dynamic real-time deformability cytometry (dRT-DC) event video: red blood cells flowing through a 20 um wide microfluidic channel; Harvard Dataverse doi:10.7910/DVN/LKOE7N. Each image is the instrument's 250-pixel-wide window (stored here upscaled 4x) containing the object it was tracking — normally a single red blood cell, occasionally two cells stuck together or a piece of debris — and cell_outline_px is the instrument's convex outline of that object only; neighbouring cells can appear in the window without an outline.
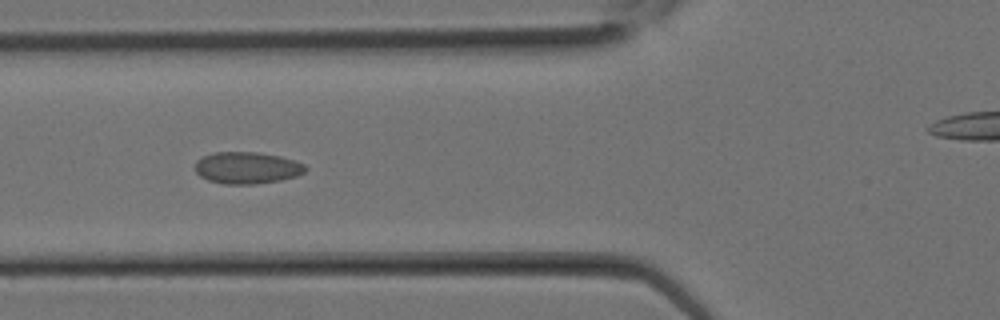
{"species": "Egyptian fruit bat (a non-hibernating species)", "species_latin": "Rousettus aegyptiacus", "temperature_condition": "room temperature", "stored_images_in_passage": 12, "camera_frame_rate_fps": 3000, "um_per_image_px": 0.085, "animal": {"sex": "female"}, "frame": {"image": 1, "passage_image": 9, "time_ms": 2.667, "image_size_px": [1000, 320], "cell_outline_px": [[308, 168], [304, 172], [296, 176], [280, 180], [256, 184], [224, 184], [208, 180], [200, 176], [196, 172], [196, 160], [204, 156], [216, 152], [256, 152], [280, 156], [296, 160], [304, 164]], "centroid_in_image_um": [21.02, 14.26], "position_along_channel_um": 104.8, "area_um2": 20.46}}
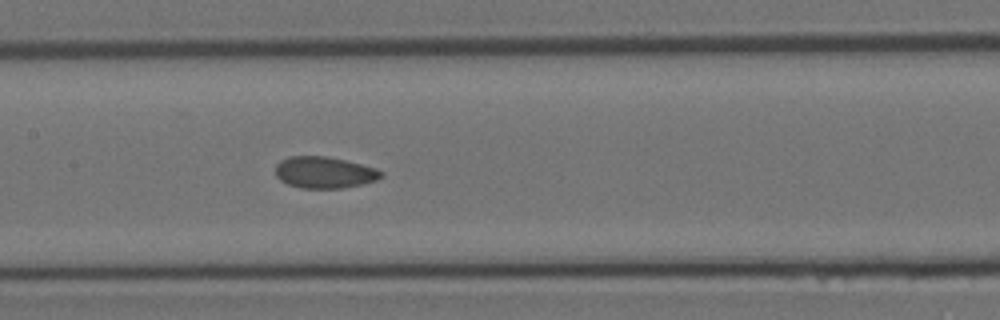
{"frame": {"image": 2, "passage_image": 12, "time_ms": 3.667, "image_size_px": [1000, 320], "cell_outline_px": [[384, 176], [376, 180], [360, 184], [340, 188], [300, 188], [288, 184], [280, 180], [276, 176], [276, 164], [280, 160], [288, 156], [328, 156], [376, 168], [384, 172]], "centroid_in_image_um": [27.55, 14.65], "position_along_channel_um": 179.8, "area_um2": 19.42}}